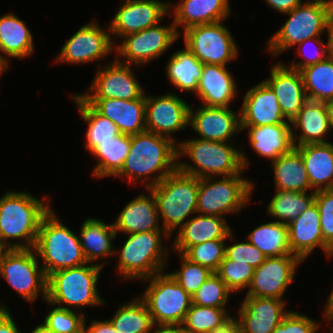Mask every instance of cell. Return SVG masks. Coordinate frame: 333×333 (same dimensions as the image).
<instances>
[{"mask_svg": "<svg viewBox=\"0 0 333 333\" xmlns=\"http://www.w3.org/2000/svg\"><path fill=\"white\" fill-rule=\"evenodd\" d=\"M178 160V143L145 130L131 135L128 156L114 177L128 178L131 184L140 179L149 189L177 170Z\"/></svg>", "mask_w": 333, "mask_h": 333, "instance_id": "6da1fadb", "label": "cell"}, {"mask_svg": "<svg viewBox=\"0 0 333 333\" xmlns=\"http://www.w3.org/2000/svg\"><path fill=\"white\" fill-rule=\"evenodd\" d=\"M44 199L27 191H7L0 197V244L8 249L34 248L40 222L52 209L49 198ZM9 239L18 242L8 243Z\"/></svg>", "mask_w": 333, "mask_h": 333, "instance_id": "7a4b0ae2", "label": "cell"}, {"mask_svg": "<svg viewBox=\"0 0 333 333\" xmlns=\"http://www.w3.org/2000/svg\"><path fill=\"white\" fill-rule=\"evenodd\" d=\"M229 143V144H228ZM184 155L195 164L178 160V169L198 178L227 177L248 168L245 152L232 142H218L199 138L178 142V158ZM194 165V166H193Z\"/></svg>", "mask_w": 333, "mask_h": 333, "instance_id": "3957f363", "label": "cell"}, {"mask_svg": "<svg viewBox=\"0 0 333 333\" xmlns=\"http://www.w3.org/2000/svg\"><path fill=\"white\" fill-rule=\"evenodd\" d=\"M104 264L106 263L103 261L99 264L86 263L49 274L46 303L71 310L104 305L106 302L96 287Z\"/></svg>", "mask_w": 333, "mask_h": 333, "instance_id": "277c9868", "label": "cell"}, {"mask_svg": "<svg viewBox=\"0 0 333 333\" xmlns=\"http://www.w3.org/2000/svg\"><path fill=\"white\" fill-rule=\"evenodd\" d=\"M59 219L53 208L42 218L34 246L46 276L88 263L79 236Z\"/></svg>", "mask_w": 333, "mask_h": 333, "instance_id": "5b68a950", "label": "cell"}, {"mask_svg": "<svg viewBox=\"0 0 333 333\" xmlns=\"http://www.w3.org/2000/svg\"><path fill=\"white\" fill-rule=\"evenodd\" d=\"M149 189L155 197L163 229L170 236L189 220V215L197 214L198 177L177 169Z\"/></svg>", "mask_w": 333, "mask_h": 333, "instance_id": "8992f818", "label": "cell"}, {"mask_svg": "<svg viewBox=\"0 0 333 333\" xmlns=\"http://www.w3.org/2000/svg\"><path fill=\"white\" fill-rule=\"evenodd\" d=\"M127 235L128 238L122 248L119 251L115 250V254L118 255L116 269L121 279L143 280L164 271L168 254L167 248L162 244V238L167 240L171 238L166 231Z\"/></svg>", "mask_w": 333, "mask_h": 333, "instance_id": "52a82bcc", "label": "cell"}, {"mask_svg": "<svg viewBox=\"0 0 333 333\" xmlns=\"http://www.w3.org/2000/svg\"><path fill=\"white\" fill-rule=\"evenodd\" d=\"M333 14V3L318 0L302 2L292 11L284 13L288 20L269 38L267 51L278 56L283 51L304 40L320 37L327 32V25Z\"/></svg>", "mask_w": 333, "mask_h": 333, "instance_id": "ba28073f", "label": "cell"}, {"mask_svg": "<svg viewBox=\"0 0 333 333\" xmlns=\"http://www.w3.org/2000/svg\"><path fill=\"white\" fill-rule=\"evenodd\" d=\"M223 177L199 178L197 214L223 217L237 214L249 203L254 184L242 174ZM225 214V215H224Z\"/></svg>", "mask_w": 333, "mask_h": 333, "instance_id": "9c48e42d", "label": "cell"}, {"mask_svg": "<svg viewBox=\"0 0 333 333\" xmlns=\"http://www.w3.org/2000/svg\"><path fill=\"white\" fill-rule=\"evenodd\" d=\"M149 281L140 298L145 302L154 324H182L192 297L164 271L140 280Z\"/></svg>", "mask_w": 333, "mask_h": 333, "instance_id": "30bf717a", "label": "cell"}, {"mask_svg": "<svg viewBox=\"0 0 333 333\" xmlns=\"http://www.w3.org/2000/svg\"><path fill=\"white\" fill-rule=\"evenodd\" d=\"M34 248L8 249L2 257L0 276L27 302L37 300L39 293L47 299V276L40 266Z\"/></svg>", "mask_w": 333, "mask_h": 333, "instance_id": "8fae6325", "label": "cell"}, {"mask_svg": "<svg viewBox=\"0 0 333 333\" xmlns=\"http://www.w3.org/2000/svg\"><path fill=\"white\" fill-rule=\"evenodd\" d=\"M184 43L203 64L226 66L238 56V46L222 21L184 30Z\"/></svg>", "mask_w": 333, "mask_h": 333, "instance_id": "7c38bea8", "label": "cell"}, {"mask_svg": "<svg viewBox=\"0 0 333 333\" xmlns=\"http://www.w3.org/2000/svg\"><path fill=\"white\" fill-rule=\"evenodd\" d=\"M175 25H160L122 37V43L115 45L116 60L123 64L144 66L163 55L179 39ZM121 57V58H119ZM122 57L124 60H122ZM120 59V60H119Z\"/></svg>", "mask_w": 333, "mask_h": 333, "instance_id": "4fadbf2b", "label": "cell"}, {"mask_svg": "<svg viewBox=\"0 0 333 333\" xmlns=\"http://www.w3.org/2000/svg\"><path fill=\"white\" fill-rule=\"evenodd\" d=\"M110 28L102 29L95 19L84 24L61 47L56 61L60 63L82 64L97 62L114 50Z\"/></svg>", "mask_w": 333, "mask_h": 333, "instance_id": "5bb4252c", "label": "cell"}, {"mask_svg": "<svg viewBox=\"0 0 333 333\" xmlns=\"http://www.w3.org/2000/svg\"><path fill=\"white\" fill-rule=\"evenodd\" d=\"M100 67L88 89L89 92L79 94L83 99L135 100L145 94L131 65L120 63L115 59Z\"/></svg>", "mask_w": 333, "mask_h": 333, "instance_id": "9a60e30c", "label": "cell"}, {"mask_svg": "<svg viewBox=\"0 0 333 333\" xmlns=\"http://www.w3.org/2000/svg\"><path fill=\"white\" fill-rule=\"evenodd\" d=\"M302 262L297 255L266 257L255 269L246 297L284 300V293L294 280L297 266Z\"/></svg>", "mask_w": 333, "mask_h": 333, "instance_id": "2e32d148", "label": "cell"}, {"mask_svg": "<svg viewBox=\"0 0 333 333\" xmlns=\"http://www.w3.org/2000/svg\"><path fill=\"white\" fill-rule=\"evenodd\" d=\"M189 108V104L172 92L157 97L145 93L146 130L176 142L173 133L188 126Z\"/></svg>", "mask_w": 333, "mask_h": 333, "instance_id": "e0dca14e", "label": "cell"}, {"mask_svg": "<svg viewBox=\"0 0 333 333\" xmlns=\"http://www.w3.org/2000/svg\"><path fill=\"white\" fill-rule=\"evenodd\" d=\"M109 23L110 34L116 38L158 25L169 13V2L158 0H122Z\"/></svg>", "mask_w": 333, "mask_h": 333, "instance_id": "ac0fdd59", "label": "cell"}, {"mask_svg": "<svg viewBox=\"0 0 333 333\" xmlns=\"http://www.w3.org/2000/svg\"><path fill=\"white\" fill-rule=\"evenodd\" d=\"M188 126L200 135L199 139L232 142L233 135L241 131L240 110L206 105L196 110L190 107Z\"/></svg>", "mask_w": 333, "mask_h": 333, "instance_id": "d6986e66", "label": "cell"}, {"mask_svg": "<svg viewBox=\"0 0 333 333\" xmlns=\"http://www.w3.org/2000/svg\"><path fill=\"white\" fill-rule=\"evenodd\" d=\"M286 301L277 298L245 297L238 310L242 333H273L290 312Z\"/></svg>", "mask_w": 333, "mask_h": 333, "instance_id": "ffe728a7", "label": "cell"}, {"mask_svg": "<svg viewBox=\"0 0 333 333\" xmlns=\"http://www.w3.org/2000/svg\"><path fill=\"white\" fill-rule=\"evenodd\" d=\"M239 110L240 126L291 123L282 114L278 98L264 80L248 89Z\"/></svg>", "mask_w": 333, "mask_h": 333, "instance_id": "44dd1931", "label": "cell"}, {"mask_svg": "<svg viewBox=\"0 0 333 333\" xmlns=\"http://www.w3.org/2000/svg\"><path fill=\"white\" fill-rule=\"evenodd\" d=\"M264 81L278 98L282 114L291 122L308 101L301 72L278 62L271 67L270 77Z\"/></svg>", "mask_w": 333, "mask_h": 333, "instance_id": "7402d4cb", "label": "cell"}, {"mask_svg": "<svg viewBox=\"0 0 333 333\" xmlns=\"http://www.w3.org/2000/svg\"><path fill=\"white\" fill-rule=\"evenodd\" d=\"M289 246L292 254L302 261L320 247L330 259L333 250L324 242L319 209L314 202L308 209L288 224Z\"/></svg>", "mask_w": 333, "mask_h": 333, "instance_id": "603a6c76", "label": "cell"}, {"mask_svg": "<svg viewBox=\"0 0 333 333\" xmlns=\"http://www.w3.org/2000/svg\"><path fill=\"white\" fill-rule=\"evenodd\" d=\"M99 114L111 120L120 133L134 135L146 130L145 94L140 99H84Z\"/></svg>", "mask_w": 333, "mask_h": 333, "instance_id": "cb8c5ba5", "label": "cell"}, {"mask_svg": "<svg viewBox=\"0 0 333 333\" xmlns=\"http://www.w3.org/2000/svg\"><path fill=\"white\" fill-rule=\"evenodd\" d=\"M149 196L144 193L133 198L124 206L113 223L116 233L134 234L161 230L155 197L150 189Z\"/></svg>", "mask_w": 333, "mask_h": 333, "instance_id": "d4e9b609", "label": "cell"}, {"mask_svg": "<svg viewBox=\"0 0 333 333\" xmlns=\"http://www.w3.org/2000/svg\"><path fill=\"white\" fill-rule=\"evenodd\" d=\"M232 232L223 217L198 214L184 223L176 233L172 250L184 254L190 247L209 240L228 239Z\"/></svg>", "mask_w": 333, "mask_h": 333, "instance_id": "484cf974", "label": "cell"}, {"mask_svg": "<svg viewBox=\"0 0 333 333\" xmlns=\"http://www.w3.org/2000/svg\"><path fill=\"white\" fill-rule=\"evenodd\" d=\"M229 4V0H182L175 6L170 1L169 10L173 8L172 21L177 33L181 35L177 29L181 26L185 30L195 25L224 22L231 12Z\"/></svg>", "mask_w": 333, "mask_h": 333, "instance_id": "4316f807", "label": "cell"}, {"mask_svg": "<svg viewBox=\"0 0 333 333\" xmlns=\"http://www.w3.org/2000/svg\"><path fill=\"white\" fill-rule=\"evenodd\" d=\"M298 129L301 130L299 136L294 133ZM291 130L294 147L329 142L325 140L331 130L326 102L308 100L291 120Z\"/></svg>", "mask_w": 333, "mask_h": 333, "instance_id": "83f0119b", "label": "cell"}, {"mask_svg": "<svg viewBox=\"0 0 333 333\" xmlns=\"http://www.w3.org/2000/svg\"><path fill=\"white\" fill-rule=\"evenodd\" d=\"M237 95V86L226 66L204 64L196 96L206 106L230 107Z\"/></svg>", "mask_w": 333, "mask_h": 333, "instance_id": "f1b7e54d", "label": "cell"}, {"mask_svg": "<svg viewBox=\"0 0 333 333\" xmlns=\"http://www.w3.org/2000/svg\"><path fill=\"white\" fill-rule=\"evenodd\" d=\"M248 129V140L256 154L273 162L293 148L291 123L266 126H241Z\"/></svg>", "mask_w": 333, "mask_h": 333, "instance_id": "f546056e", "label": "cell"}, {"mask_svg": "<svg viewBox=\"0 0 333 333\" xmlns=\"http://www.w3.org/2000/svg\"><path fill=\"white\" fill-rule=\"evenodd\" d=\"M33 50V35L25 22L13 13L8 12L1 16L0 62L8 69L9 60L6 56L25 59L33 53Z\"/></svg>", "mask_w": 333, "mask_h": 333, "instance_id": "4dcf8cb0", "label": "cell"}, {"mask_svg": "<svg viewBox=\"0 0 333 333\" xmlns=\"http://www.w3.org/2000/svg\"><path fill=\"white\" fill-rule=\"evenodd\" d=\"M302 156L311 188L333 190V144L317 143L294 147Z\"/></svg>", "mask_w": 333, "mask_h": 333, "instance_id": "1f68e13d", "label": "cell"}, {"mask_svg": "<svg viewBox=\"0 0 333 333\" xmlns=\"http://www.w3.org/2000/svg\"><path fill=\"white\" fill-rule=\"evenodd\" d=\"M82 252L88 263L98 264L100 258L114 256L113 239L117 233L113 223L106 224L104 221L96 218H88L81 225L79 232Z\"/></svg>", "mask_w": 333, "mask_h": 333, "instance_id": "d6a6232c", "label": "cell"}, {"mask_svg": "<svg viewBox=\"0 0 333 333\" xmlns=\"http://www.w3.org/2000/svg\"><path fill=\"white\" fill-rule=\"evenodd\" d=\"M275 189L315 192L309 183L305 164L301 154L293 148L272 162ZM310 189V190H309Z\"/></svg>", "mask_w": 333, "mask_h": 333, "instance_id": "836d02e7", "label": "cell"}, {"mask_svg": "<svg viewBox=\"0 0 333 333\" xmlns=\"http://www.w3.org/2000/svg\"><path fill=\"white\" fill-rule=\"evenodd\" d=\"M203 65L185 46L169 58L166 65L167 78L176 89L196 93Z\"/></svg>", "mask_w": 333, "mask_h": 333, "instance_id": "e575fe53", "label": "cell"}, {"mask_svg": "<svg viewBox=\"0 0 333 333\" xmlns=\"http://www.w3.org/2000/svg\"><path fill=\"white\" fill-rule=\"evenodd\" d=\"M131 145V135L120 133L114 140L100 142L91 152L98 158L92 176L114 177L123 167Z\"/></svg>", "mask_w": 333, "mask_h": 333, "instance_id": "d590c367", "label": "cell"}, {"mask_svg": "<svg viewBox=\"0 0 333 333\" xmlns=\"http://www.w3.org/2000/svg\"><path fill=\"white\" fill-rule=\"evenodd\" d=\"M247 241L265 257L295 255L291 253L289 246L288 225L277 220L256 227L248 234Z\"/></svg>", "mask_w": 333, "mask_h": 333, "instance_id": "8d00e7d4", "label": "cell"}, {"mask_svg": "<svg viewBox=\"0 0 333 333\" xmlns=\"http://www.w3.org/2000/svg\"><path fill=\"white\" fill-rule=\"evenodd\" d=\"M72 99L80 111L81 117L88 124L84 146L91 152L100 142L114 140L120 134L118 127L108 118L99 114L79 94Z\"/></svg>", "mask_w": 333, "mask_h": 333, "instance_id": "74e56055", "label": "cell"}, {"mask_svg": "<svg viewBox=\"0 0 333 333\" xmlns=\"http://www.w3.org/2000/svg\"><path fill=\"white\" fill-rule=\"evenodd\" d=\"M300 72L308 100L327 102L333 99V59L327 57Z\"/></svg>", "mask_w": 333, "mask_h": 333, "instance_id": "f35d334b", "label": "cell"}, {"mask_svg": "<svg viewBox=\"0 0 333 333\" xmlns=\"http://www.w3.org/2000/svg\"><path fill=\"white\" fill-rule=\"evenodd\" d=\"M275 194L267 206V214L278 222L289 224L308 209L315 199V192H297L275 189Z\"/></svg>", "mask_w": 333, "mask_h": 333, "instance_id": "ab89813d", "label": "cell"}, {"mask_svg": "<svg viewBox=\"0 0 333 333\" xmlns=\"http://www.w3.org/2000/svg\"><path fill=\"white\" fill-rule=\"evenodd\" d=\"M109 321L119 333H150L154 325L147 305L140 297L122 304Z\"/></svg>", "mask_w": 333, "mask_h": 333, "instance_id": "60d3db41", "label": "cell"}, {"mask_svg": "<svg viewBox=\"0 0 333 333\" xmlns=\"http://www.w3.org/2000/svg\"><path fill=\"white\" fill-rule=\"evenodd\" d=\"M227 313L226 308L191 304L182 325L188 333H210L232 317Z\"/></svg>", "mask_w": 333, "mask_h": 333, "instance_id": "b9f144b4", "label": "cell"}, {"mask_svg": "<svg viewBox=\"0 0 333 333\" xmlns=\"http://www.w3.org/2000/svg\"><path fill=\"white\" fill-rule=\"evenodd\" d=\"M232 232L228 239L209 240L190 247L183 255L191 262L207 267L216 272L225 257L226 240H233Z\"/></svg>", "mask_w": 333, "mask_h": 333, "instance_id": "7bdbcfd3", "label": "cell"}, {"mask_svg": "<svg viewBox=\"0 0 333 333\" xmlns=\"http://www.w3.org/2000/svg\"><path fill=\"white\" fill-rule=\"evenodd\" d=\"M230 293H233L221 278L213 272L192 296V304L203 307L226 308Z\"/></svg>", "mask_w": 333, "mask_h": 333, "instance_id": "ee69618b", "label": "cell"}, {"mask_svg": "<svg viewBox=\"0 0 333 333\" xmlns=\"http://www.w3.org/2000/svg\"><path fill=\"white\" fill-rule=\"evenodd\" d=\"M254 271L255 268L245 262H234L224 257L215 273L234 293L249 287Z\"/></svg>", "mask_w": 333, "mask_h": 333, "instance_id": "f6af8a7d", "label": "cell"}, {"mask_svg": "<svg viewBox=\"0 0 333 333\" xmlns=\"http://www.w3.org/2000/svg\"><path fill=\"white\" fill-rule=\"evenodd\" d=\"M180 260V269L169 274L192 297L213 272L207 267L191 262L183 254H180Z\"/></svg>", "mask_w": 333, "mask_h": 333, "instance_id": "bcb514c9", "label": "cell"}, {"mask_svg": "<svg viewBox=\"0 0 333 333\" xmlns=\"http://www.w3.org/2000/svg\"><path fill=\"white\" fill-rule=\"evenodd\" d=\"M85 314L72 309L55 306L44 319L43 324L55 333H83Z\"/></svg>", "mask_w": 333, "mask_h": 333, "instance_id": "7dc6e473", "label": "cell"}, {"mask_svg": "<svg viewBox=\"0 0 333 333\" xmlns=\"http://www.w3.org/2000/svg\"><path fill=\"white\" fill-rule=\"evenodd\" d=\"M324 242L333 250V190L315 192Z\"/></svg>", "mask_w": 333, "mask_h": 333, "instance_id": "c3c4849f", "label": "cell"}, {"mask_svg": "<svg viewBox=\"0 0 333 333\" xmlns=\"http://www.w3.org/2000/svg\"><path fill=\"white\" fill-rule=\"evenodd\" d=\"M225 257L234 262H245L258 268L266 259L265 255L247 240L225 246Z\"/></svg>", "mask_w": 333, "mask_h": 333, "instance_id": "681fc988", "label": "cell"}, {"mask_svg": "<svg viewBox=\"0 0 333 333\" xmlns=\"http://www.w3.org/2000/svg\"><path fill=\"white\" fill-rule=\"evenodd\" d=\"M308 42L313 43V45L315 46L314 47L315 51H314V49L313 50L311 49L312 52H309L310 54L308 52L305 53L306 50H308V48L307 49H305V48L309 47V45H307V44H309ZM323 42L324 41L320 37H315V38L304 40L301 43H298L297 52L299 55L303 56L302 58H304V59L300 60L299 62L293 60L290 64L287 63L288 64L287 66L292 69H296V70L300 71L302 68H304L306 66L316 64L318 62L325 60L328 57V55H327L328 50H327V44H325Z\"/></svg>", "mask_w": 333, "mask_h": 333, "instance_id": "f907efd6", "label": "cell"}, {"mask_svg": "<svg viewBox=\"0 0 333 333\" xmlns=\"http://www.w3.org/2000/svg\"><path fill=\"white\" fill-rule=\"evenodd\" d=\"M320 323L300 312L290 311L273 333H316Z\"/></svg>", "mask_w": 333, "mask_h": 333, "instance_id": "816d5d0a", "label": "cell"}, {"mask_svg": "<svg viewBox=\"0 0 333 333\" xmlns=\"http://www.w3.org/2000/svg\"><path fill=\"white\" fill-rule=\"evenodd\" d=\"M0 333H22L8 309H0Z\"/></svg>", "mask_w": 333, "mask_h": 333, "instance_id": "f5cc1de1", "label": "cell"}, {"mask_svg": "<svg viewBox=\"0 0 333 333\" xmlns=\"http://www.w3.org/2000/svg\"><path fill=\"white\" fill-rule=\"evenodd\" d=\"M86 319L87 318H85L83 333H119L114 329L112 323L109 320H93L90 326H86Z\"/></svg>", "mask_w": 333, "mask_h": 333, "instance_id": "db71d44e", "label": "cell"}, {"mask_svg": "<svg viewBox=\"0 0 333 333\" xmlns=\"http://www.w3.org/2000/svg\"><path fill=\"white\" fill-rule=\"evenodd\" d=\"M276 12L287 13L302 3V0H265Z\"/></svg>", "mask_w": 333, "mask_h": 333, "instance_id": "11a10c76", "label": "cell"}, {"mask_svg": "<svg viewBox=\"0 0 333 333\" xmlns=\"http://www.w3.org/2000/svg\"><path fill=\"white\" fill-rule=\"evenodd\" d=\"M210 333H242L240 324L235 317H231L227 322H225L221 327L216 328Z\"/></svg>", "mask_w": 333, "mask_h": 333, "instance_id": "9f6ffc18", "label": "cell"}, {"mask_svg": "<svg viewBox=\"0 0 333 333\" xmlns=\"http://www.w3.org/2000/svg\"><path fill=\"white\" fill-rule=\"evenodd\" d=\"M152 330L153 333H188L182 324H154Z\"/></svg>", "mask_w": 333, "mask_h": 333, "instance_id": "6f0895ef", "label": "cell"}, {"mask_svg": "<svg viewBox=\"0 0 333 333\" xmlns=\"http://www.w3.org/2000/svg\"><path fill=\"white\" fill-rule=\"evenodd\" d=\"M327 50L328 57L333 59V14L331 15L327 25Z\"/></svg>", "mask_w": 333, "mask_h": 333, "instance_id": "680465c9", "label": "cell"}, {"mask_svg": "<svg viewBox=\"0 0 333 333\" xmlns=\"http://www.w3.org/2000/svg\"><path fill=\"white\" fill-rule=\"evenodd\" d=\"M323 316V318L326 319L325 321L327 322V324L328 322L333 321V288L329 294Z\"/></svg>", "mask_w": 333, "mask_h": 333, "instance_id": "91938a15", "label": "cell"}, {"mask_svg": "<svg viewBox=\"0 0 333 333\" xmlns=\"http://www.w3.org/2000/svg\"><path fill=\"white\" fill-rule=\"evenodd\" d=\"M31 333H55L50 328H48L45 324L41 323L37 325Z\"/></svg>", "mask_w": 333, "mask_h": 333, "instance_id": "94428289", "label": "cell"}, {"mask_svg": "<svg viewBox=\"0 0 333 333\" xmlns=\"http://www.w3.org/2000/svg\"><path fill=\"white\" fill-rule=\"evenodd\" d=\"M328 113H329V119H330V125L331 128H333V99L326 102Z\"/></svg>", "mask_w": 333, "mask_h": 333, "instance_id": "6125c7cd", "label": "cell"}, {"mask_svg": "<svg viewBox=\"0 0 333 333\" xmlns=\"http://www.w3.org/2000/svg\"><path fill=\"white\" fill-rule=\"evenodd\" d=\"M8 250V248H6L5 246H3L2 244H0V266H1V260L3 255L5 254V252Z\"/></svg>", "mask_w": 333, "mask_h": 333, "instance_id": "be15d7a7", "label": "cell"}, {"mask_svg": "<svg viewBox=\"0 0 333 333\" xmlns=\"http://www.w3.org/2000/svg\"><path fill=\"white\" fill-rule=\"evenodd\" d=\"M6 67L0 62V75L6 71Z\"/></svg>", "mask_w": 333, "mask_h": 333, "instance_id": "e7e4bbea", "label": "cell"}, {"mask_svg": "<svg viewBox=\"0 0 333 333\" xmlns=\"http://www.w3.org/2000/svg\"><path fill=\"white\" fill-rule=\"evenodd\" d=\"M318 1H324V2H327V3H333V0H318Z\"/></svg>", "mask_w": 333, "mask_h": 333, "instance_id": "03108f58", "label": "cell"}, {"mask_svg": "<svg viewBox=\"0 0 333 333\" xmlns=\"http://www.w3.org/2000/svg\"><path fill=\"white\" fill-rule=\"evenodd\" d=\"M0 309H7V307L2 304V306L0 305Z\"/></svg>", "mask_w": 333, "mask_h": 333, "instance_id": "003e7915", "label": "cell"}]
</instances>
